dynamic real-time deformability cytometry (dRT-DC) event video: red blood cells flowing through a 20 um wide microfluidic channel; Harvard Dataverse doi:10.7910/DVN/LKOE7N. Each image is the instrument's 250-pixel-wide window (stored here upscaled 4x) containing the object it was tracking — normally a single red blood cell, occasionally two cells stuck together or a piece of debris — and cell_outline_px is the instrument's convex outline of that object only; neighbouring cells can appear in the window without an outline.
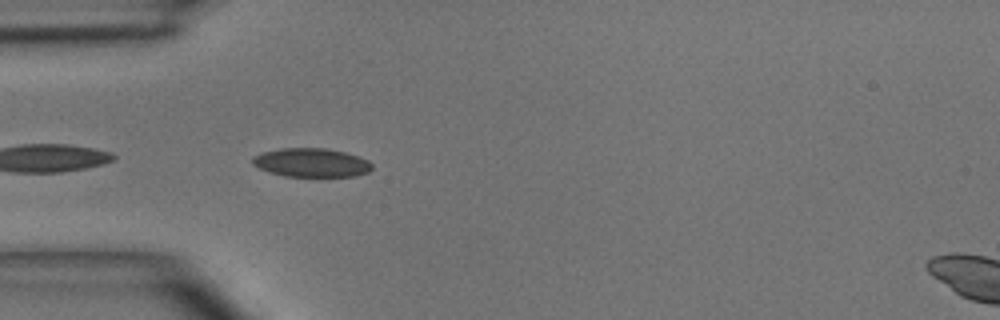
{"species": "common noctule bat (a hibernating species)", "species_latin": "Nyctalus noctula", "temperature_condition": "room temperature", "stored_images_in_passage": 4, "camera_frame_rate_fps": 3000, "um_per_image_px": 0.085, "animal": {"sex": "male", "body_mass_g": 15.6}, "frame": {"image": 1, "passage_image": 4, "time_ms": 3.333, "image_size_px": [1000, 320], "cell_outline_px": [[372, 168], [368, 172], [356, 176], [284, 176], [268, 172], [252, 164], [252, 156], [260, 152], [284, 148], [324, 148], [344, 152], [368, 160], [372, 164]], "centroid_in_image_um": [26.43, 13.82], "position_along_channel_um": 58.6, "area_um2": 20.0}}